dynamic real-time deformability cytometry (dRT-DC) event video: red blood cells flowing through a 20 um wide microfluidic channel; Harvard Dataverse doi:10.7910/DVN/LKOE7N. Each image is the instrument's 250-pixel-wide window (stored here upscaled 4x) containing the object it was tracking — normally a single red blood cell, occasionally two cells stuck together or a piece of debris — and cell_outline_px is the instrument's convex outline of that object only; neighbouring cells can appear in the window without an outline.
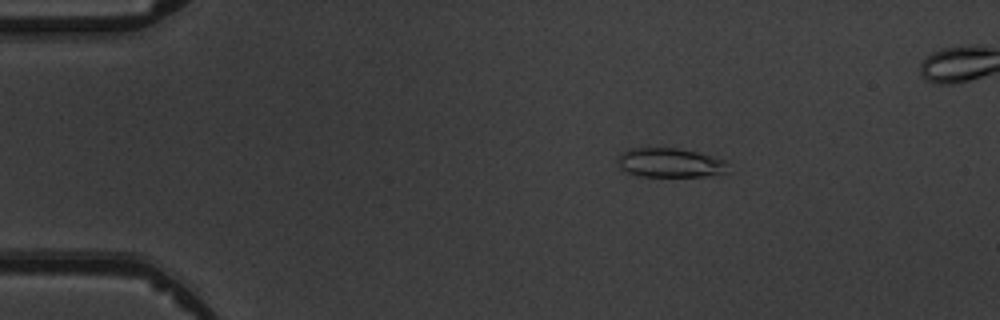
{"species": "common noctule bat (a hibernating species)", "species_latin": "Nyctalus noctula", "temperature_condition": "warm", "stored_images_in_passage": 4, "camera_frame_rate_fps": 3000, "um_per_image_px": 0.085, "animal": {"sex": "male", "body_mass_g": 19.5, "forearm_length_mm": 54.6}, "frame": {"image": 1, "passage_image": 1, "time_ms": 0.0, "image_size_px": [1000, 320], "cell_outline_px": [[732, 172], [704, 176], [640, 176], [628, 172], [620, 168], [620, 152], [628, 148], [676, 148], [696, 152], [728, 160]], "centroid_in_image_um": [57.05, 13.83], "position_along_channel_um": 27.9, "area_um2": 18.96}}